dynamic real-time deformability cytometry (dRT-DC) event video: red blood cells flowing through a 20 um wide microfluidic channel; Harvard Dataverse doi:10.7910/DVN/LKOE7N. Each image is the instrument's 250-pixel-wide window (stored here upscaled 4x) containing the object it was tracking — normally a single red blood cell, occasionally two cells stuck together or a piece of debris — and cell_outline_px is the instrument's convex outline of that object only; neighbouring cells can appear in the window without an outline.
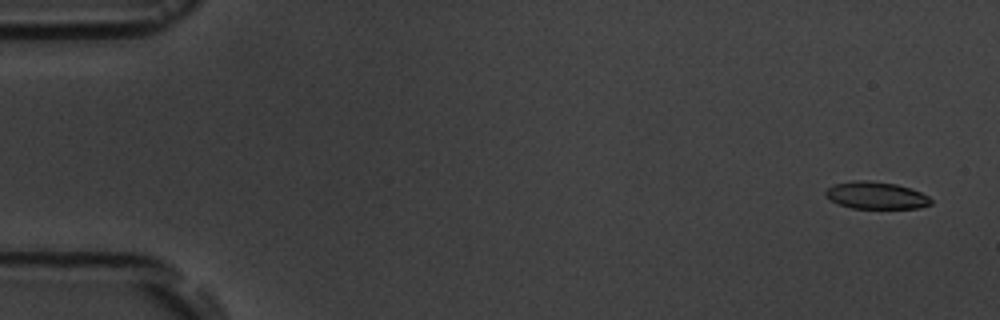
{"species": "common noctule bat (a hibernating species)", "species_latin": "Nyctalus noctula", "temperature_condition": "room temperature", "stored_images_in_passage": 6, "camera_frame_rate_fps": 3000, "um_per_image_px": 0.085, "animal": {"sex": "male", "body_mass_g": 19.5, "forearm_length_mm": 54.6}, "frame": {"image": 1, "passage_image": 1, "time_ms": 0.0, "image_size_px": [1000, 320], "cell_outline_px": [[932, 204], [920, 208], [852, 208], [840, 204], [832, 200], [824, 192], [828, 188], [836, 184], [852, 180], [868, 180], [896, 184], [912, 188], [928, 196], [932, 200]], "centroid_in_image_um": [74.52, 16.6], "position_along_channel_um": 10.5, "area_um2": 16.59}}